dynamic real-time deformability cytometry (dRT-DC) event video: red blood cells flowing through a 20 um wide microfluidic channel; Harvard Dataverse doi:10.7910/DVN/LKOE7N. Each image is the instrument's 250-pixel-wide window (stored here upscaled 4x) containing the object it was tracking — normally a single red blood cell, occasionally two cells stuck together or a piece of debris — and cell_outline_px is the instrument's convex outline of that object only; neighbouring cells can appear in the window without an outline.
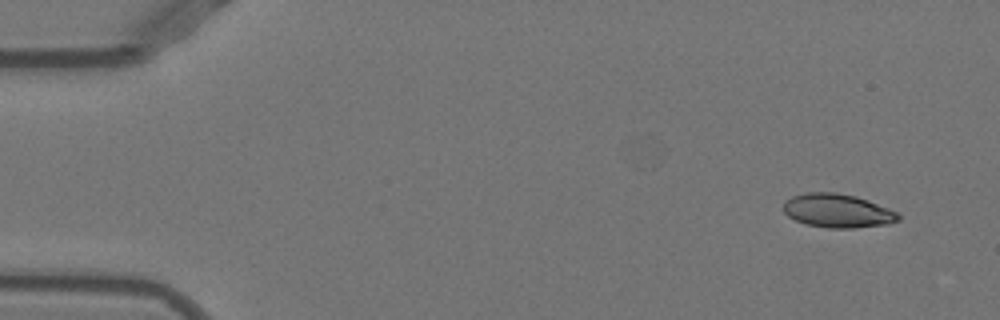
{"species": "Egyptian fruit bat (a non-hibernating species)", "species_latin": "Rousettus aegyptiacus", "temperature_condition": "warm", "stored_images_in_passage": 38, "camera_frame_rate_fps": 3000, "um_per_image_px": 0.085, "animal": {"sex": "female"}, "frame": {"image": 1, "passage_image": 1, "time_ms": 0.0, "image_size_px": [1000, 320], "cell_outline_px": [[900, 220], [888, 224], [856, 228], [828, 228], [804, 224], [788, 216], [784, 212], [784, 200], [792, 196], [804, 192], [836, 192], [856, 196], [868, 200], [888, 208], [896, 212], [900, 216]], "centroid_in_image_um": [71.18, 17.91], "position_along_channel_um": 13.8, "area_um2": 22.77}}
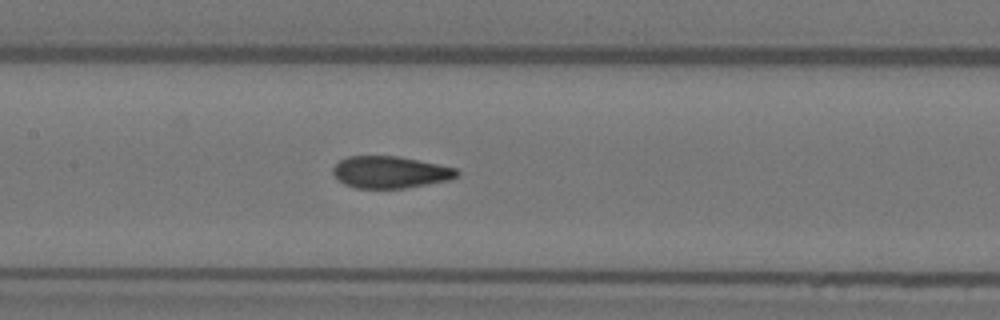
{"frame": {"image": 2, "passage_image": 22, "time_ms": 7.0, "image_size_px": [1000, 320], "cell_outline_px": [[460, 176], [448, 180], [404, 188], [356, 188], [344, 184], [332, 172], [332, 168], [340, 160], [348, 156], [396, 156], [456, 168], [460, 172]], "centroid_in_image_um": [33.16, 14.63], "position_along_channel_um": 174.2, "area_um2": 22.83}}
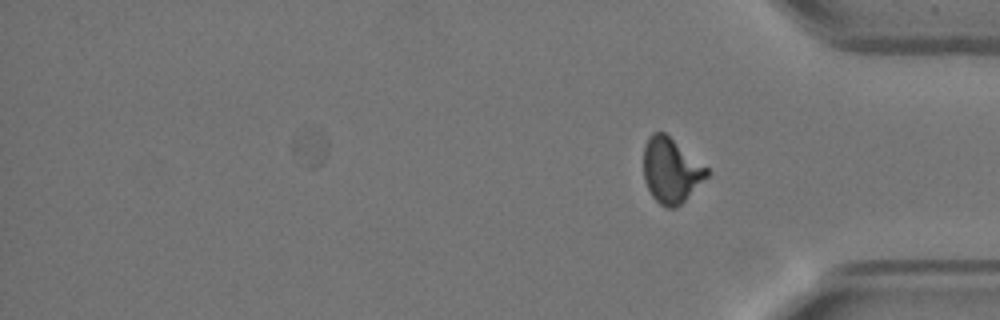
{"frame": {"image": 3, "passage_image": 38, "time_ms": 12.333, "image_size_px": [1000, 320], "cell_outline_px": [[708, 176], [676, 208], [668, 208], [660, 204], [652, 196], [644, 180], [644, 144], [648, 136], [652, 132], [664, 132], [708, 168]], "centroid_in_image_um": [57.01, 14.47], "position_along_channel_um": 378.2, "area_um2": 23.7}, "authors_computed_cell_mechanics": {"area_um2": 23.5824, "velocity_mm_per_s": 3.9431, "shape_relaxation_time_tau1_ms": 6.8252, "shape_relaxation_time_tau2_ms": 0.9859, "deformation_change_tau1": 0.2201, "deformation_change_tau2": 0.0758}}